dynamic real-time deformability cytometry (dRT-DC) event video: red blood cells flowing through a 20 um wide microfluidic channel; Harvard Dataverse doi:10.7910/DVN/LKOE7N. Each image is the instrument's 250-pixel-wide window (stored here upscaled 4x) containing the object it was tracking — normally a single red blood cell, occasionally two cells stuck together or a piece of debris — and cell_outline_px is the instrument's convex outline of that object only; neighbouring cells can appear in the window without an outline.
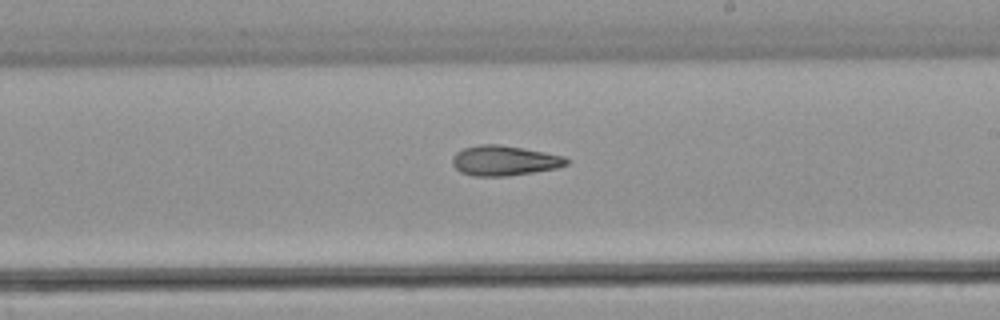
{"species": "common noctule bat (a hibernating species)", "species_latin": "Nyctalus noctula", "temperature_condition": "warm", "stored_images_in_passage": 31, "camera_frame_rate_fps": 3000, "um_per_image_px": 0.085, "animal": {"sex": "male", "body_mass_g": 21.5, "forearm_length_mm": 52.0}, "frame": {"image": 1, "passage_image": 22, "time_ms": 7.0, "image_size_px": [1000, 320], "cell_outline_px": [[568, 164], [556, 168], [508, 176], [472, 176], [460, 172], [452, 164], [452, 156], [456, 152], [464, 148], [480, 144], [500, 144], [544, 152], [564, 156], [568, 160]], "centroid_in_image_um": [42.83, 13.65], "position_along_channel_um": 246.2, "area_um2": 19.94}}
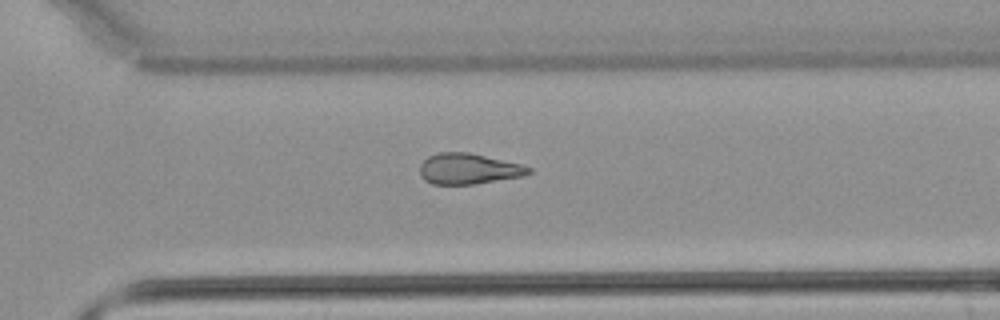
{"frame": {"image": 2, "passage_image": 27, "time_ms": 8.667, "image_size_px": [1000, 320], "cell_outline_px": [[532, 172], [520, 176], [476, 184], [432, 184], [424, 180], [420, 176], [420, 164], [428, 156], [440, 152], [468, 152], [524, 164], [532, 168]], "centroid_in_image_um": [39.82, 14.34], "position_along_channel_um": 330.8, "area_um2": 19.59}}